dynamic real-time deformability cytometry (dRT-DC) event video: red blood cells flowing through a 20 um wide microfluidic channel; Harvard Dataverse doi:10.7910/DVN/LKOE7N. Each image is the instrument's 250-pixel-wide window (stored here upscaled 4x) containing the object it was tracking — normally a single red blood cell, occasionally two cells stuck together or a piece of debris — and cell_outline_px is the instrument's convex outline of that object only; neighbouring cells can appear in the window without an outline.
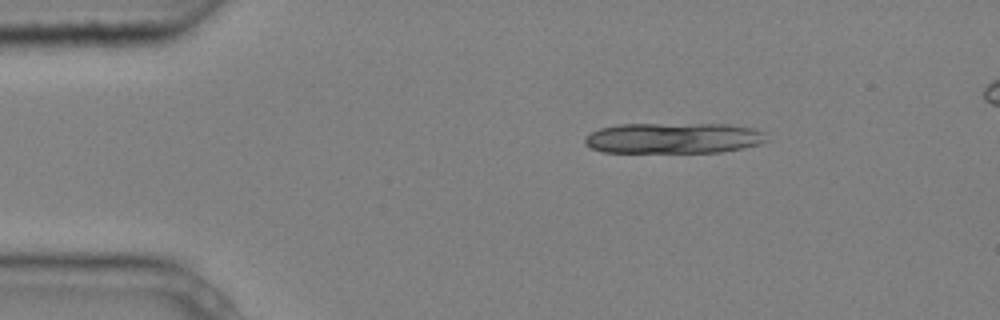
{"species": "common noctule bat (a hibernating species)", "species_latin": "Nyctalus noctula", "temperature_condition": "cold", "stored_images_in_passage": 3, "camera_frame_rate_fps": 3000, "um_per_image_px": 0.085, "animal": {"sex": "male", "body_mass_g": 20.4}, "frame": {"image": 1, "passage_image": 1, "time_ms": 0.0, "image_size_px": [1000, 320], "cell_outline_px": [[768, 140], [760, 144], [744, 148], [720, 152], [604, 152], [592, 148], [584, 144], [584, 136], [600, 128], [620, 124], [728, 124], [756, 128], [764, 132]], "centroid_in_image_um": [57.28, 11.73], "position_along_channel_um": 27.7, "area_um2": 32.77}}